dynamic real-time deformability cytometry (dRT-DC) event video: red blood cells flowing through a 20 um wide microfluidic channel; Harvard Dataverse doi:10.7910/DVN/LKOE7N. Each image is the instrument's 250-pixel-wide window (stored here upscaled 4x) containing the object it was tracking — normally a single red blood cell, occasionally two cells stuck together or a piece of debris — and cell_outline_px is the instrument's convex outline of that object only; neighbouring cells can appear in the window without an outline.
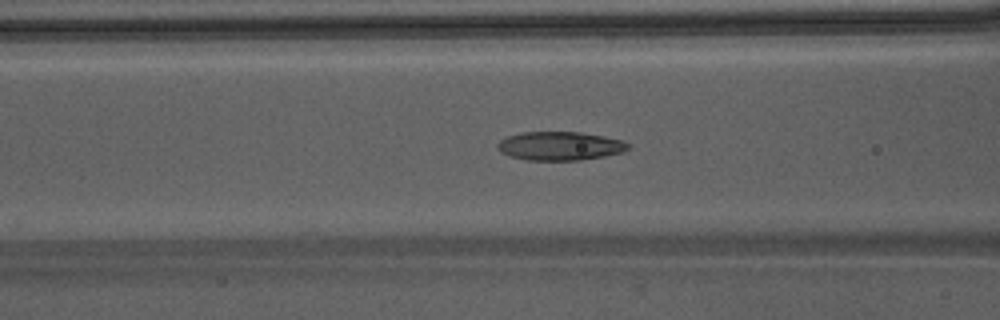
{"species": "Egyptian fruit bat (a non-hibernating species)", "species_latin": "Rousettus aegyptiacus", "temperature_condition": "warm", "stored_images_in_passage": 39, "camera_frame_rate_fps": 3000, "um_per_image_px": 0.085, "animal": {"sex": "male"}, "frame": {"image": 1, "passage_image": 11, "time_ms": 3.333, "image_size_px": [1000, 320], "cell_outline_px": [[632, 144], [624, 152], [604, 156], [580, 160], [528, 160], [508, 156], [500, 152], [496, 148], [496, 144], [500, 140], [508, 136], [520, 132], [580, 132], [604, 136], [624, 140]], "centroid_in_image_um": [47.6, 12.4], "position_along_channel_um": 119.0, "area_um2": 22.08}}
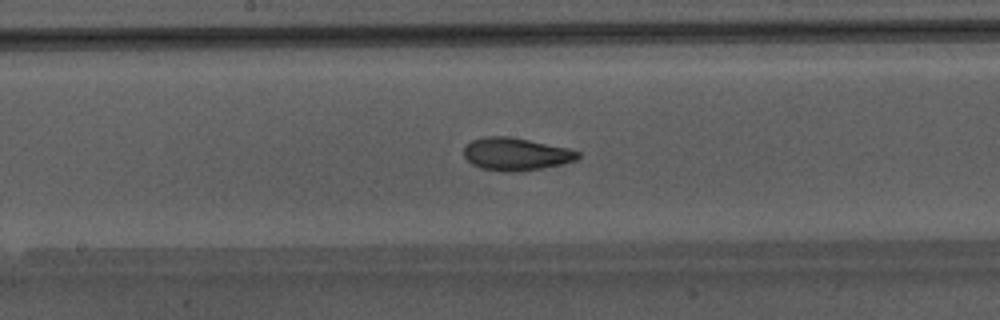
{"frame": {"image": 2, "passage_image": 17, "time_ms": 5.333, "image_size_px": [1000, 320], "cell_outline_px": [[580, 156], [576, 160], [560, 164], [540, 168], [512, 172], [504, 172], [480, 168], [472, 164], [464, 156], [464, 148], [472, 140], [488, 136], [508, 136], [568, 148], [580, 152]], "centroid_in_image_um": [43.83, 13.1], "position_along_channel_um": 204.4, "area_um2": 21.44}}
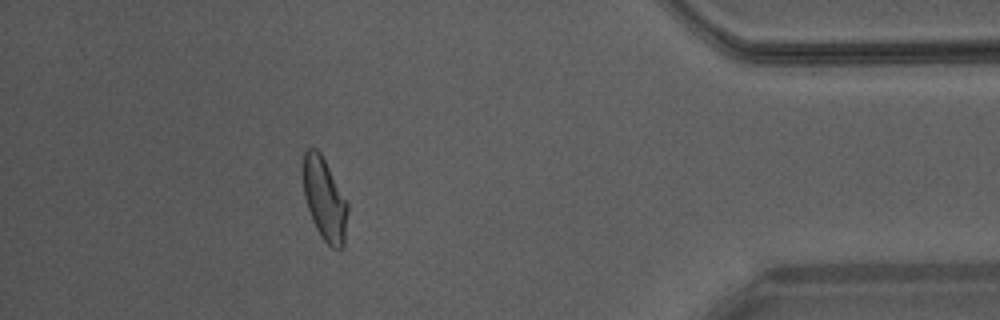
{"frame": {"image": 3, "passage_image": 34, "time_ms": 11.0, "image_size_px": [1000, 320], "cell_outline_px": [[348, 208], [344, 248], [340, 252], [332, 248], [320, 236], [312, 220], [304, 196], [304, 152], [308, 148], [316, 148], [320, 152], [348, 204]], "centroid_in_image_um": [27.61, 17.01], "position_along_channel_um": 407.6, "area_um2": 21.21}, "authors_computed_cell_mechanics": {"area_um2": 21.4438, "velocity_mm_per_s": 4.2712, "shape_relaxation_time_tau1_ms": 4.8693, "shape_relaxation_time_tau2_ms": 1.4429, "deformation_change_tau1": 0.1764, "deformation_change_tau2": 0.0685}}